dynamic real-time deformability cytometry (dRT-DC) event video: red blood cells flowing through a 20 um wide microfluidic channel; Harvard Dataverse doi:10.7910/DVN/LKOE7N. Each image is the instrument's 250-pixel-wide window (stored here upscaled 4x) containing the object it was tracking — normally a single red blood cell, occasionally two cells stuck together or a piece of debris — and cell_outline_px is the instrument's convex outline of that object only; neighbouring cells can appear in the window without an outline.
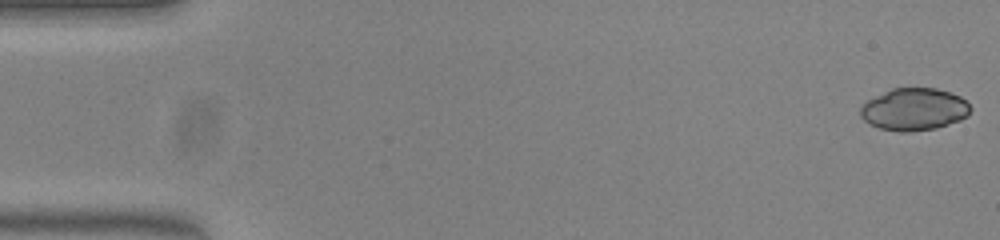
{"species": "common noctule bat (a hibernating species)", "species_latin": "Nyctalus noctula", "temperature_condition": "warm", "stored_images_in_passage": 7, "camera_frame_rate_fps": 3000, "um_per_image_px": 0.085, "animal": {"sex": "female", "body_mass_g": 23.0, "forearm_length_mm": 53.4}, "frame": {"image": 1, "passage_image": 1, "time_ms": 0.0, "image_size_px": [1000, 240], "cell_outline_px": [[972, 108], [968, 116], [960, 120], [936, 128], [912, 132], [900, 132], [880, 128], [864, 120], [860, 116], [860, 108], [868, 100], [892, 88], [936, 88], [960, 96]], "centroid_in_image_um": [77.72, 9.3], "position_along_channel_um": 7.3, "area_um2": 26.99}}